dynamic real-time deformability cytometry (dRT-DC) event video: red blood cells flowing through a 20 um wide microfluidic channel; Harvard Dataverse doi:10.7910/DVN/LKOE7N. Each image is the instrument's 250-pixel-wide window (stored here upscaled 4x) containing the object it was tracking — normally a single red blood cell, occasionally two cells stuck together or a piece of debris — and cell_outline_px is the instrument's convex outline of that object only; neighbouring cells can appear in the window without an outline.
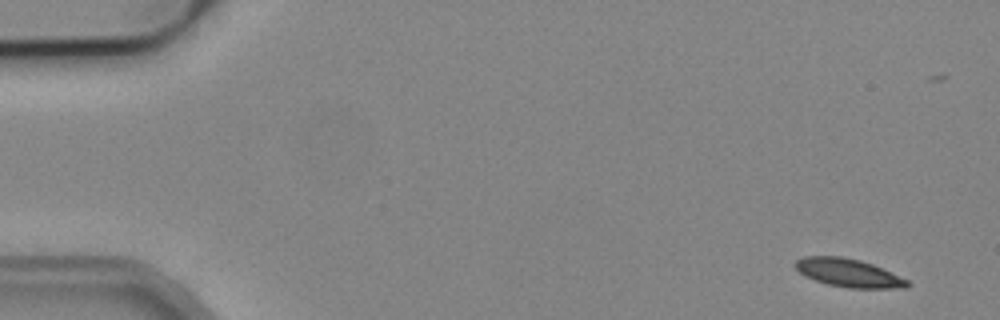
{"species": "common noctule bat (a hibernating species)", "species_latin": "Nyctalus noctula", "temperature_condition": "cold", "stored_images_in_passage": 5, "camera_frame_rate_fps": 3000, "um_per_image_px": 0.085, "animal": {"sex": "male", "body_mass_g": 19.2, "forearm_length_mm": 51.8}, "frame": {"image": 1, "passage_image": 1, "time_ms": 0.0, "image_size_px": [1000, 320], "cell_outline_px": [[912, 284], [908, 288], [848, 288], [828, 284], [804, 276], [796, 268], [796, 260], [804, 256], [840, 256], [860, 260], [872, 264], [908, 280]], "centroid_in_image_um": [72.14, 23.2], "position_along_channel_um": 12.9, "area_um2": 18.32}}